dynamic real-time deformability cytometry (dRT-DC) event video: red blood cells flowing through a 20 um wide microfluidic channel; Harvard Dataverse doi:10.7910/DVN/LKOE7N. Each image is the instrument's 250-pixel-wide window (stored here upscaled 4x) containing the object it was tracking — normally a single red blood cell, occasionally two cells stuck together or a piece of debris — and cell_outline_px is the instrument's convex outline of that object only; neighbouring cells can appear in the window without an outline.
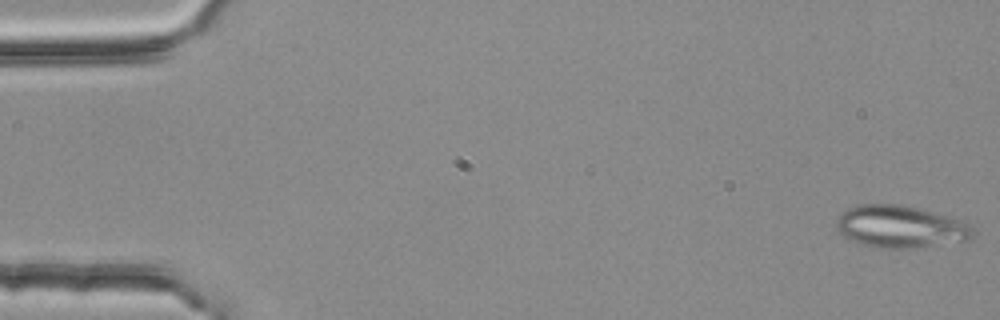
{"species": "common noctule bat (a hibernating species)", "species_latin": "Nyctalus noctula", "temperature_condition": "room temperature", "stored_images_in_passage": 4, "camera_frame_rate_fps": 3000, "um_per_image_px": 0.085, "animal": {"sex": "female", "body_mass_g": 25.1}, "frame": {"image": 1, "passage_image": 1, "time_ms": 0.0, "image_size_px": [1000, 320], "cell_outline_px": [[976, 232], [972, 240], [908, 248], [880, 248], [860, 244], [844, 236], [836, 228], [836, 220], [848, 208], [856, 204], [900, 204], [920, 208], [968, 224]], "centroid_in_image_um": [76.52, 19.27], "position_along_channel_um": 8.5, "area_um2": 33.35}}